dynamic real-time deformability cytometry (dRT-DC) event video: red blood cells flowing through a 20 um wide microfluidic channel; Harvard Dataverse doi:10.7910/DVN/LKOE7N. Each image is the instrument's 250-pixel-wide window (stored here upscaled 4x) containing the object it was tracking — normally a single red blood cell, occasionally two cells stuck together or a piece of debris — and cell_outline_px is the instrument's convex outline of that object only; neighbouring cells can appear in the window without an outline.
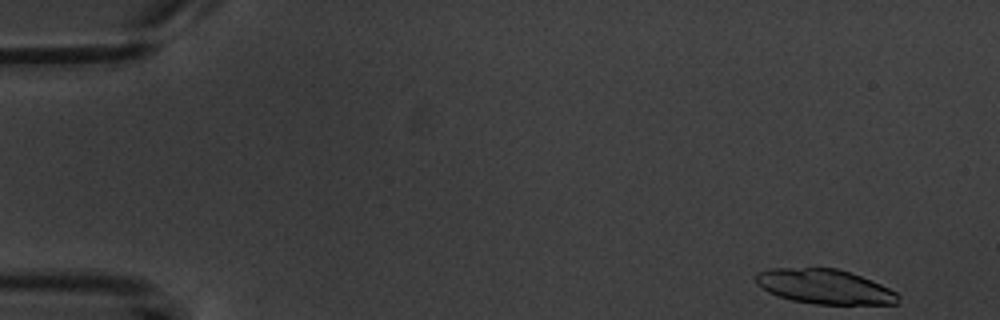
{"species": "common noctule bat (a hibernating species)", "species_latin": "Nyctalus noctula", "temperature_condition": "warm", "stored_images_in_passage": 9, "camera_frame_rate_fps": 3000, "um_per_image_px": 0.085, "animal": {"sex": "male", "body_mass_g": 20.1, "forearm_length_mm": 53.5}, "frame": {"image": 1, "passage_image": 1, "time_ms": 0.0, "image_size_px": [1000, 320], "cell_outline_px": [[900, 300], [896, 304], [816, 304], [792, 300], [776, 296], [768, 292], [756, 284], [752, 276], [756, 272], [768, 268], [836, 268], [860, 276], [880, 284], [896, 292], [900, 296]], "centroid_in_image_um": [70.02, 24.36], "position_along_channel_um": 15.0, "area_um2": 28.9}}